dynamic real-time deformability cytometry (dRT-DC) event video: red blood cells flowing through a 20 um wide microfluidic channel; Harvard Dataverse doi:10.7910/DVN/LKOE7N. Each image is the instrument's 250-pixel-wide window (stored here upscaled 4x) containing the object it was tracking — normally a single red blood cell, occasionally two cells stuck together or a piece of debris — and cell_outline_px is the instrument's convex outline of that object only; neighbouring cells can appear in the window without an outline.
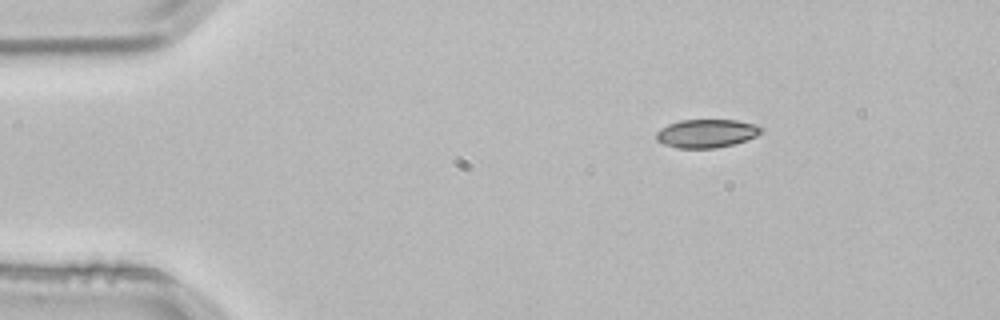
{"species": "common noctule bat (a hibernating species)", "species_latin": "Nyctalus noctula", "temperature_condition": "room temperature", "stored_images_in_passage": 3, "camera_frame_rate_fps": 3000, "um_per_image_px": 0.085, "animal": {"sex": "male", "body_mass_g": 21.5, "forearm_length_mm": 52.0}, "frame": {"image": 1, "passage_image": 1, "time_ms": 0.0, "image_size_px": [1000, 320], "cell_outline_px": [[764, 128], [756, 136], [748, 140], [716, 148], [676, 148], [664, 144], [656, 140], [656, 132], [660, 128], [668, 124], [680, 120], [736, 120], [756, 124]], "centroid_in_image_um": [60.05, 11.34], "position_along_channel_um": 25.0, "area_um2": 17.46}}